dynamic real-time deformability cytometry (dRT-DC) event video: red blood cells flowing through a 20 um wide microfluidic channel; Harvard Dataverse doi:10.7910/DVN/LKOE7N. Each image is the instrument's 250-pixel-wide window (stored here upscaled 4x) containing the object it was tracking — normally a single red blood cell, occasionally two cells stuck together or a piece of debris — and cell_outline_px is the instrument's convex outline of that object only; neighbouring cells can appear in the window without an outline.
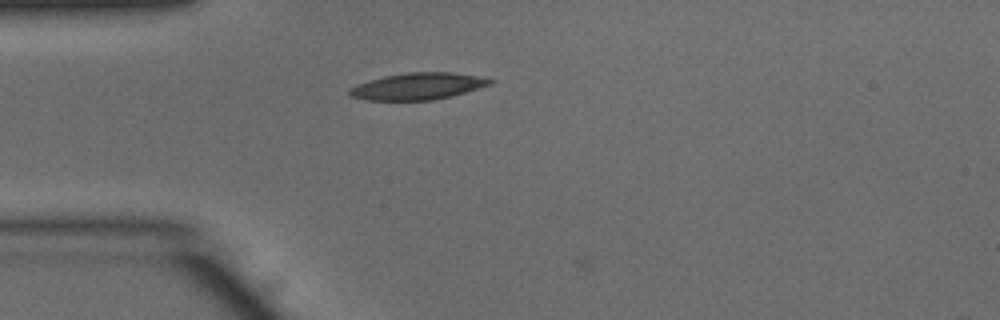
{"species": "common noctule bat (a hibernating species)", "species_latin": "Nyctalus noctula", "temperature_condition": "warm", "stored_images_in_passage": 5, "camera_frame_rate_fps": 3000, "um_per_image_px": 0.085, "animal": {"sex": "male", "body_mass_g": 15.6}, "frame": {"image": 1, "passage_image": 3, "time_ms": 0.667, "image_size_px": [1000, 320], "cell_outline_px": [[496, 80], [492, 84], [452, 96], [432, 100], [368, 100], [348, 96], [348, 88], [356, 84], [368, 80], [384, 76], [408, 72], [452, 72], [480, 76]], "centroid_in_image_um": [35.51, 7.32], "position_along_channel_um": 49.5, "area_um2": 22.14}}